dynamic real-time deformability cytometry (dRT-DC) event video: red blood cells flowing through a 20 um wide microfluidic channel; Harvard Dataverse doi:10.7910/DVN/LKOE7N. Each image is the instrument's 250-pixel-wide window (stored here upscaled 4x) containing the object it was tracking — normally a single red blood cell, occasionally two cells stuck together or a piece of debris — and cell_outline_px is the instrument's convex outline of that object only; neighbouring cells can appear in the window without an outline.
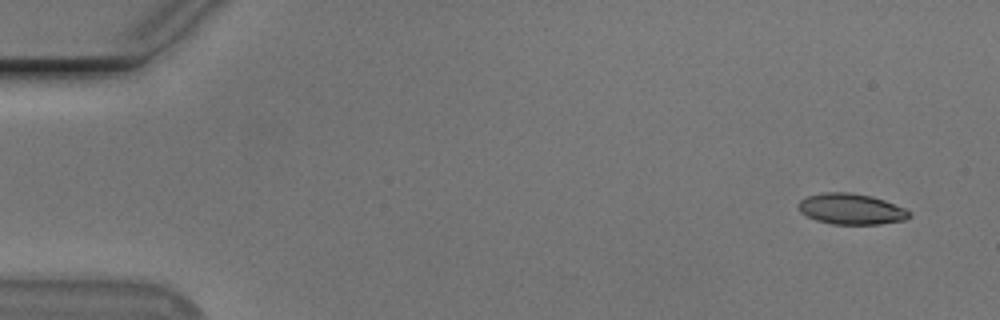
{"species": "Egyptian fruit bat (a non-hibernating species)", "species_latin": "Rousettus aegyptiacus", "temperature_condition": "cold", "stored_images_in_passage": 52, "camera_frame_rate_fps": 3000, "um_per_image_px": 0.085, "animal": {"sex": "male"}, "frame": {"image": 1, "passage_image": 1, "time_ms": 0.0, "image_size_px": [1000, 320], "cell_outline_px": [[912, 216], [904, 220], [880, 224], [832, 224], [816, 220], [800, 212], [796, 204], [800, 200], [808, 196], [820, 192], [852, 192], [872, 196], [884, 200], [904, 208], [912, 212]], "centroid_in_image_um": [72.34, 17.76], "position_along_channel_um": 12.7, "area_um2": 20.11}}
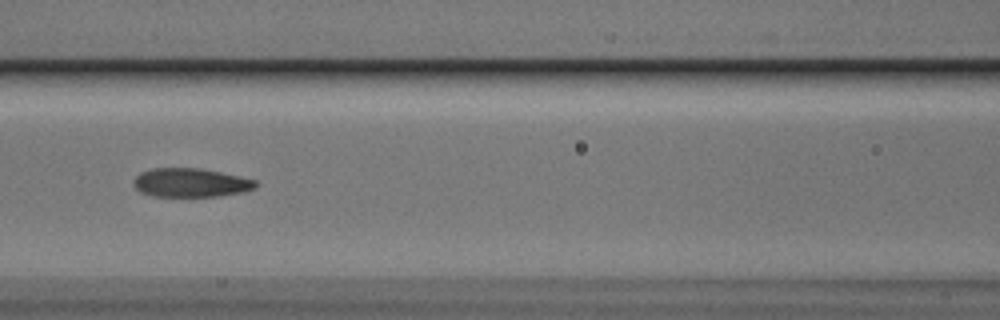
{"frame": {"image": 2, "passage_image": 22, "time_ms": 7.0, "image_size_px": [1000, 320], "cell_outline_px": [[256, 188], [244, 192], [216, 196], [152, 196], [140, 192], [132, 184], [132, 180], [140, 172], [152, 168], [200, 168], [240, 176], [256, 180]], "centroid_in_image_um": [16.18, 15.52], "position_along_channel_um": 150.4, "area_um2": 20.58}}
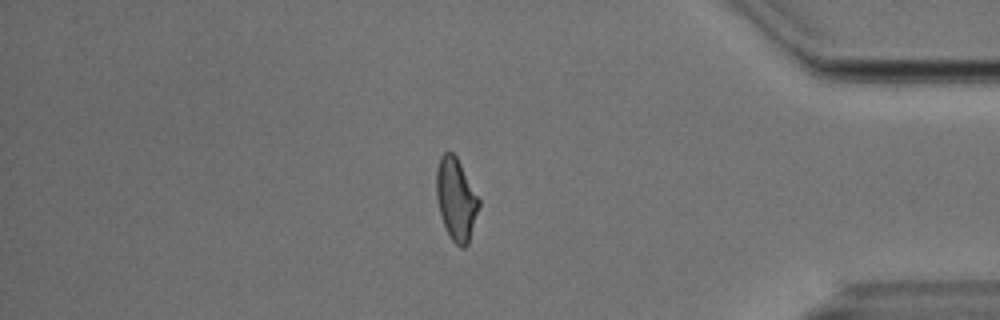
{"frame": {"image": 3, "passage_image": 44, "time_ms": 14.333, "image_size_px": [1000, 320], "cell_outline_px": [[480, 204], [468, 244], [464, 248], [460, 248], [452, 240], [444, 224], [440, 212], [436, 196], [436, 168], [440, 156], [444, 152], [452, 152], [456, 156], [480, 200]], "centroid_in_image_um": [38.76, 16.92], "position_along_channel_um": 396.4, "area_um2": 20.17}, "authors_computed_cell_mechanics": {"area_um2": 20.6924, "velocity_mm_per_s": 3.7781, "shape_relaxation_time_tau1_ms": 6.2867, "shape_relaxation_time_tau2_ms": 1.9642, "deformation_change_tau1": 0.2034, "deformation_change_tau2": 0.0857}}